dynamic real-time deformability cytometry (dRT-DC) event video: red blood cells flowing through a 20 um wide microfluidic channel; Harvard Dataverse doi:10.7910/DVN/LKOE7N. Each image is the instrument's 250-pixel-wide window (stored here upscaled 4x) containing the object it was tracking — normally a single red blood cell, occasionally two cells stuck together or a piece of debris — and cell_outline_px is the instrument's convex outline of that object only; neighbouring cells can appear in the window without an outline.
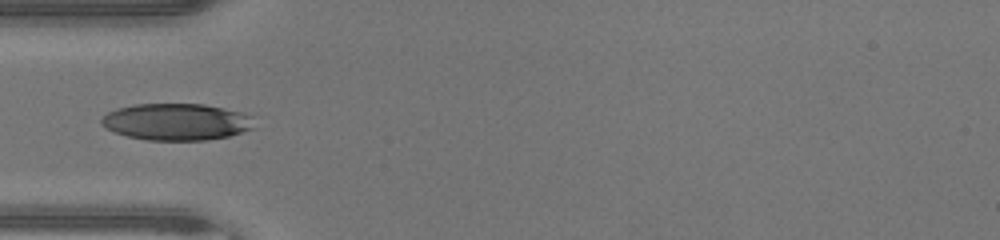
{"species": "human", "species_latin": "Homo sapiens", "temperature_condition": "warm", "stored_images_in_passage": 33, "camera_frame_rate_fps": 3000, "um_per_image_px": 0.085, "donor": {"sex": "male"}, "frame": {"image": 1, "passage_image": 1, "time_ms": 0.0, "image_size_px": [1000, 240], "cell_outline_px": [[256, 128], [228, 136], [204, 140], [148, 140], [128, 136], [116, 132], [100, 124], [100, 120], [108, 112], [116, 108], [136, 104], [204, 104], [224, 108], [240, 112], [252, 116]], "centroid_in_image_um": [15.03, 10.35], "position_along_channel_um": 70.0, "area_um2": 32.71}}
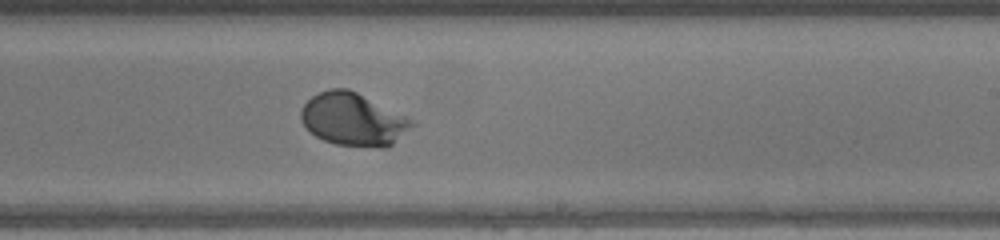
{"frame": {"image": 2, "passage_image": 14, "time_ms": 4.333, "image_size_px": [1000, 240], "cell_outline_px": [[416, 124], [388, 148], [376, 148], [336, 144], [324, 140], [316, 136], [300, 120], [300, 112], [304, 104], [312, 96], [328, 88], [348, 88], [412, 120]], "centroid_in_image_um": [30.01, 10.16], "position_along_channel_um": 259.0, "area_um2": 33.76}}
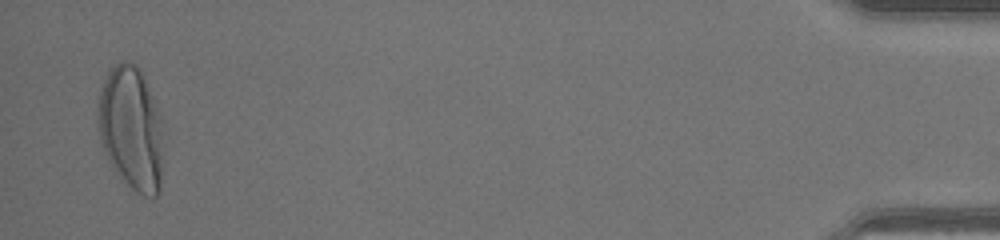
{"frame": {"image": 3, "passage_image": 32, "time_ms": 10.333, "image_size_px": [1000, 240], "cell_outline_px": [[160, 192], [156, 196], [144, 196], [136, 192], [116, 172], [108, 160], [100, 136], [96, 108], [100, 92], [104, 80], [108, 72], [120, 60], [124, 60], [136, 64], [140, 68], [144, 76], [160, 116]], "centroid_in_image_um": [11.11, 10.86], "position_along_channel_um": 424.1, "area_um2": 46.3}}